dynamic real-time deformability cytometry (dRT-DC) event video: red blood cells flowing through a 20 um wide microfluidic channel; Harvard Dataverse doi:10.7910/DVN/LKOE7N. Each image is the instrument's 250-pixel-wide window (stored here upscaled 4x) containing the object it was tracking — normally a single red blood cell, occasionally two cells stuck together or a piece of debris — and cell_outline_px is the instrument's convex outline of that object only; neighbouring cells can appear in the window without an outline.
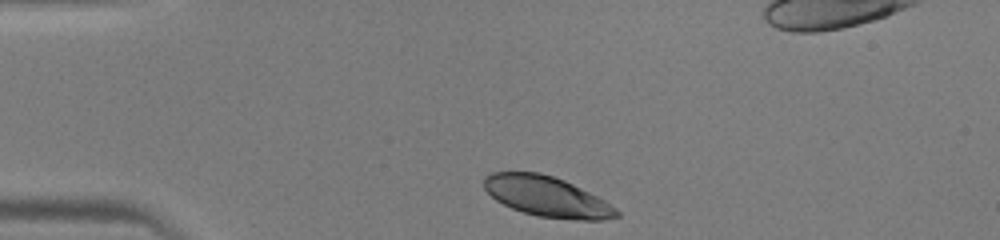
{"species": "human", "species_latin": "Homo sapiens", "temperature_condition": "warm", "stored_images_in_passage": 35, "camera_frame_rate_fps": 3000, "um_per_image_px": 0.085, "donor": {"sex": "male"}, "frame": {"image": 1, "passage_image": 1, "time_ms": 0.0, "image_size_px": [1000, 240], "cell_outline_px": [[620, 216], [604, 220], [576, 220], [536, 216], [512, 208], [496, 200], [484, 188], [484, 176], [492, 172], [540, 172], [564, 180], [604, 200], [616, 208], [620, 212]], "centroid_in_image_um": [46.49, 16.71], "position_along_channel_um": 38.5, "area_um2": 30.98}}
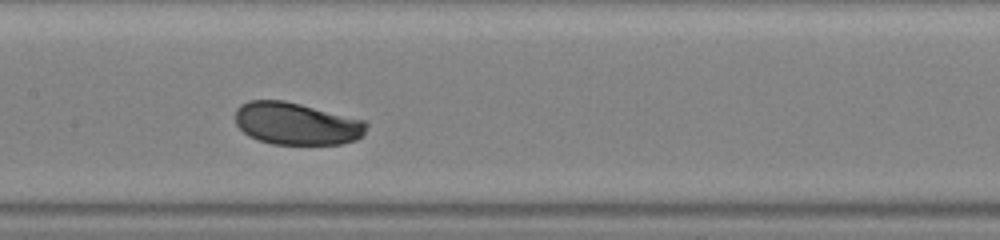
{"frame": {"image": 2, "passage_image": 14, "time_ms": 4.333, "image_size_px": [1000, 240], "cell_outline_px": [[368, 124], [364, 132], [356, 140], [340, 144], [272, 144], [256, 140], [248, 136], [236, 124], [236, 108], [240, 104], [248, 100], [284, 100], [364, 120]], "centroid_in_image_um": [25.16, 10.51], "position_along_channel_um": 182.2, "area_um2": 32.31}}
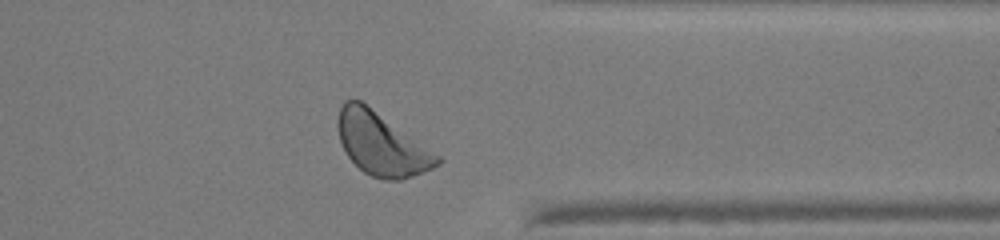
{"frame": {"image": 3, "passage_image": 28, "time_ms": 9.0, "image_size_px": [1000, 240], "cell_outline_px": [[440, 164], [432, 168], [412, 176], [400, 180], [384, 180], [372, 176], [364, 172], [348, 156], [340, 140], [336, 124], [336, 120], [340, 108], [344, 100], [360, 100], [440, 156]], "centroid_in_image_um": [32.39, 12.25], "position_along_channel_um": 379.0, "area_um2": 35.66}}